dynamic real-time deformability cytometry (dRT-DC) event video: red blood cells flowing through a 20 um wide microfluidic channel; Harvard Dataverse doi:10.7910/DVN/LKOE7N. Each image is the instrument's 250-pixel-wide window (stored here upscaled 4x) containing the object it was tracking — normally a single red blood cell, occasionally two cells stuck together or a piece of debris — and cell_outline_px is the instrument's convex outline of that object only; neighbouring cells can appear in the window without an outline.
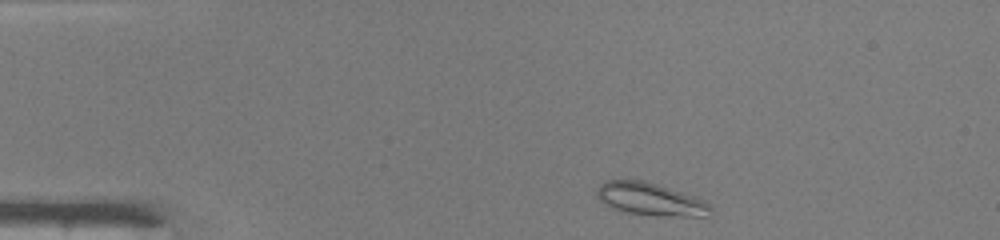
{"species": "common noctule bat (a hibernating species)", "species_latin": "Nyctalus noctula", "temperature_condition": "warm", "stored_images_in_passage": 40, "camera_frame_rate_fps": 3000, "um_per_image_px": 0.085, "animal": {"sex": "male", "body_mass_g": 19.0, "forearm_length_mm": 50.8}, "frame": {"image": 1, "passage_image": 1, "time_ms": 0.0, "image_size_px": [1000, 240], "cell_outline_px": [[712, 208], [708, 216], [656, 216], [628, 212], [612, 208], [600, 200], [596, 196], [596, 192], [600, 184], [604, 180], [644, 180], [696, 196], [712, 204]], "centroid_in_image_um": [55.31, 16.93], "position_along_channel_um": 29.7, "area_um2": 21.79}}
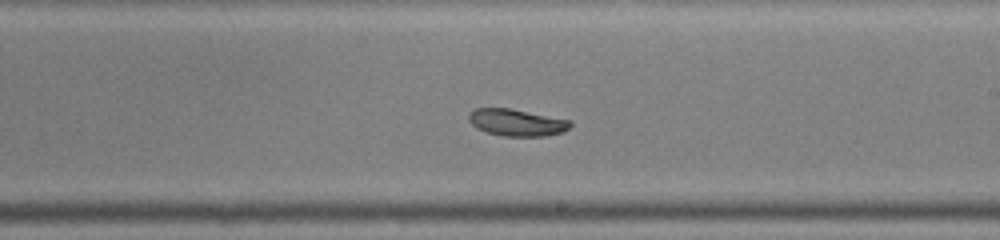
{"frame": {"image": 2, "passage_image": 21, "time_ms": 6.667, "image_size_px": [1000, 240], "cell_outline_px": [[572, 124], [564, 132], [544, 136], [504, 136], [488, 132], [476, 128], [468, 120], [468, 112], [476, 108], [508, 108], [572, 120]], "centroid_in_image_um": [43.92, 10.41], "position_along_channel_um": 245.1, "area_um2": 15.95}}
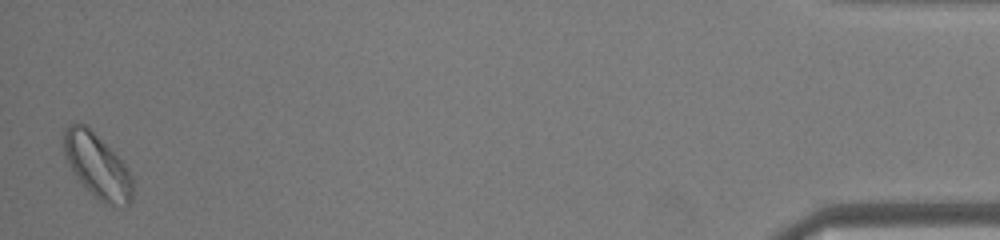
{"frame": {"image": 3, "passage_image": 40, "time_ms": 13.0, "image_size_px": [1000, 240], "cell_outline_px": [[132, 200], [128, 204], [104, 204], [80, 180], [72, 168], [64, 152], [64, 132], [68, 124], [88, 124], [124, 164], [132, 176]], "centroid_in_image_um": [8.28, 14.05], "position_along_channel_um": 426.9, "area_um2": 24.91}, "authors_computed_cell_mechanics": {"area_um2": 17.629, "velocity_mm_per_s": 4.1803, "shape_relaxation_time_tau1_ms": 2.3194, "shape_relaxation_time_tau2_ms": null, "deformation_change_tau1": 0.0752, "deformation_change_tau2": null}}